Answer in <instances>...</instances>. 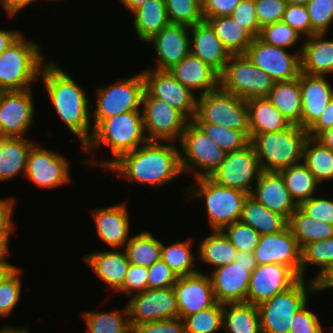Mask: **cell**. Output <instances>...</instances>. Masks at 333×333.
Instances as JSON below:
<instances>
[{
	"instance_id": "29",
	"label": "cell",
	"mask_w": 333,
	"mask_h": 333,
	"mask_svg": "<svg viewBox=\"0 0 333 333\" xmlns=\"http://www.w3.org/2000/svg\"><path fill=\"white\" fill-rule=\"evenodd\" d=\"M121 250L123 251V249L94 251L84 256V262L97 277L104 281L109 289L118 293L123 288L130 265L125 250L123 252Z\"/></svg>"
},
{
	"instance_id": "26",
	"label": "cell",
	"mask_w": 333,
	"mask_h": 333,
	"mask_svg": "<svg viewBox=\"0 0 333 333\" xmlns=\"http://www.w3.org/2000/svg\"><path fill=\"white\" fill-rule=\"evenodd\" d=\"M125 205L120 203L92 211L97 235L110 246L109 248H124L131 238L130 217Z\"/></svg>"
},
{
	"instance_id": "12",
	"label": "cell",
	"mask_w": 333,
	"mask_h": 333,
	"mask_svg": "<svg viewBox=\"0 0 333 333\" xmlns=\"http://www.w3.org/2000/svg\"><path fill=\"white\" fill-rule=\"evenodd\" d=\"M144 130L149 141L176 142L190 120L165 101L150 97L145 91L142 96Z\"/></svg>"
},
{
	"instance_id": "60",
	"label": "cell",
	"mask_w": 333,
	"mask_h": 333,
	"mask_svg": "<svg viewBox=\"0 0 333 333\" xmlns=\"http://www.w3.org/2000/svg\"><path fill=\"white\" fill-rule=\"evenodd\" d=\"M132 333H186L182 318L164 319L136 325Z\"/></svg>"
},
{
	"instance_id": "25",
	"label": "cell",
	"mask_w": 333,
	"mask_h": 333,
	"mask_svg": "<svg viewBox=\"0 0 333 333\" xmlns=\"http://www.w3.org/2000/svg\"><path fill=\"white\" fill-rule=\"evenodd\" d=\"M255 184L250 196L289 221L298 205L291 198L281 174L263 171Z\"/></svg>"
},
{
	"instance_id": "35",
	"label": "cell",
	"mask_w": 333,
	"mask_h": 333,
	"mask_svg": "<svg viewBox=\"0 0 333 333\" xmlns=\"http://www.w3.org/2000/svg\"><path fill=\"white\" fill-rule=\"evenodd\" d=\"M267 99L290 121L301 127V90L299 77L275 82Z\"/></svg>"
},
{
	"instance_id": "30",
	"label": "cell",
	"mask_w": 333,
	"mask_h": 333,
	"mask_svg": "<svg viewBox=\"0 0 333 333\" xmlns=\"http://www.w3.org/2000/svg\"><path fill=\"white\" fill-rule=\"evenodd\" d=\"M326 33L313 34L304 39L301 52V72L325 76L333 72V39Z\"/></svg>"
},
{
	"instance_id": "71",
	"label": "cell",
	"mask_w": 333,
	"mask_h": 333,
	"mask_svg": "<svg viewBox=\"0 0 333 333\" xmlns=\"http://www.w3.org/2000/svg\"><path fill=\"white\" fill-rule=\"evenodd\" d=\"M121 3L133 13L137 8L141 7L147 0H120Z\"/></svg>"
},
{
	"instance_id": "13",
	"label": "cell",
	"mask_w": 333,
	"mask_h": 333,
	"mask_svg": "<svg viewBox=\"0 0 333 333\" xmlns=\"http://www.w3.org/2000/svg\"><path fill=\"white\" fill-rule=\"evenodd\" d=\"M262 172L255 150L249 144L239 151L227 153L225 160L209 178L220 186L250 195L253 190L252 183L258 181Z\"/></svg>"
},
{
	"instance_id": "3",
	"label": "cell",
	"mask_w": 333,
	"mask_h": 333,
	"mask_svg": "<svg viewBox=\"0 0 333 333\" xmlns=\"http://www.w3.org/2000/svg\"><path fill=\"white\" fill-rule=\"evenodd\" d=\"M141 111L120 113L114 117L100 121L94 128L90 140L82 148L83 151L94 152V148L107 144L111 152L110 160H85L83 163L107 169L122 155L134 151L149 140L145 135Z\"/></svg>"
},
{
	"instance_id": "32",
	"label": "cell",
	"mask_w": 333,
	"mask_h": 333,
	"mask_svg": "<svg viewBox=\"0 0 333 333\" xmlns=\"http://www.w3.org/2000/svg\"><path fill=\"white\" fill-rule=\"evenodd\" d=\"M246 103L250 134L278 132L292 125L267 97L248 99Z\"/></svg>"
},
{
	"instance_id": "39",
	"label": "cell",
	"mask_w": 333,
	"mask_h": 333,
	"mask_svg": "<svg viewBox=\"0 0 333 333\" xmlns=\"http://www.w3.org/2000/svg\"><path fill=\"white\" fill-rule=\"evenodd\" d=\"M289 190L291 198L299 206L303 201L316 195L320 184L308 167L302 162L279 171Z\"/></svg>"
},
{
	"instance_id": "63",
	"label": "cell",
	"mask_w": 333,
	"mask_h": 333,
	"mask_svg": "<svg viewBox=\"0 0 333 333\" xmlns=\"http://www.w3.org/2000/svg\"><path fill=\"white\" fill-rule=\"evenodd\" d=\"M333 127V98L316 120V122L307 130L308 137L317 138L322 132Z\"/></svg>"
},
{
	"instance_id": "49",
	"label": "cell",
	"mask_w": 333,
	"mask_h": 333,
	"mask_svg": "<svg viewBox=\"0 0 333 333\" xmlns=\"http://www.w3.org/2000/svg\"><path fill=\"white\" fill-rule=\"evenodd\" d=\"M301 37L303 36L283 21L264 26L259 35L266 44L285 49L295 46L300 39L303 40Z\"/></svg>"
},
{
	"instance_id": "58",
	"label": "cell",
	"mask_w": 333,
	"mask_h": 333,
	"mask_svg": "<svg viewBox=\"0 0 333 333\" xmlns=\"http://www.w3.org/2000/svg\"><path fill=\"white\" fill-rule=\"evenodd\" d=\"M306 306L308 302L294 315L289 333H324L319 317Z\"/></svg>"
},
{
	"instance_id": "21",
	"label": "cell",
	"mask_w": 333,
	"mask_h": 333,
	"mask_svg": "<svg viewBox=\"0 0 333 333\" xmlns=\"http://www.w3.org/2000/svg\"><path fill=\"white\" fill-rule=\"evenodd\" d=\"M258 265H242L235 261L214 269L211 277L218 303H247L250 275Z\"/></svg>"
},
{
	"instance_id": "20",
	"label": "cell",
	"mask_w": 333,
	"mask_h": 333,
	"mask_svg": "<svg viewBox=\"0 0 333 333\" xmlns=\"http://www.w3.org/2000/svg\"><path fill=\"white\" fill-rule=\"evenodd\" d=\"M300 278L287 266L258 265L250 275L247 303L258 306L292 287Z\"/></svg>"
},
{
	"instance_id": "52",
	"label": "cell",
	"mask_w": 333,
	"mask_h": 333,
	"mask_svg": "<svg viewBox=\"0 0 333 333\" xmlns=\"http://www.w3.org/2000/svg\"><path fill=\"white\" fill-rule=\"evenodd\" d=\"M306 6L311 21V36L327 33L333 23V0H310Z\"/></svg>"
},
{
	"instance_id": "73",
	"label": "cell",
	"mask_w": 333,
	"mask_h": 333,
	"mask_svg": "<svg viewBox=\"0 0 333 333\" xmlns=\"http://www.w3.org/2000/svg\"><path fill=\"white\" fill-rule=\"evenodd\" d=\"M287 4L307 5L310 0H286Z\"/></svg>"
},
{
	"instance_id": "22",
	"label": "cell",
	"mask_w": 333,
	"mask_h": 333,
	"mask_svg": "<svg viewBox=\"0 0 333 333\" xmlns=\"http://www.w3.org/2000/svg\"><path fill=\"white\" fill-rule=\"evenodd\" d=\"M173 288L177 298L179 318L183 319L185 316L208 309L217 303L211 277L202 271L178 277Z\"/></svg>"
},
{
	"instance_id": "11",
	"label": "cell",
	"mask_w": 333,
	"mask_h": 333,
	"mask_svg": "<svg viewBox=\"0 0 333 333\" xmlns=\"http://www.w3.org/2000/svg\"><path fill=\"white\" fill-rule=\"evenodd\" d=\"M143 93L144 79L141 72L110 86L99 87L96 91L95 111L91 116L94 117L92 128L100 121L120 113L142 111Z\"/></svg>"
},
{
	"instance_id": "59",
	"label": "cell",
	"mask_w": 333,
	"mask_h": 333,
	"mask_svg": "<svg viewBox=\"0 0 333 333\" xmlns=\"http://www.w3.org/2000/svg\"><path fill=\"white\" fill-rule=\"evenodd\" d=\"M147 278V268L130 264L127 270L123 288L119 292H124L131 297L136 294L142 293L143 291L148 289Z\"/></svg>"
},
{
	"instance_id": "1",
	"label": "cell",
	"mask_w": 333,
	"mask_h": 333,
	"mask_svg": "<svg viewBox=\"0 0 333 333\" xmlns=\"http://www.w3.org/2000/svg\"><path fill=\"white\" fill-rule=\"evenodd\" d=\"M180 152L174 142L148 141L122 155L107 170L133 183L155 188L183 174Z\"/></svg>"
},
{
	"instance_id": "34",
	"label": "cell",
	"mask_w": 333,
	"mask_h": 333,
	"mask_svg": "<svg viewBox=\"0 0 333 333\" xmlns=\"http://www.w3.org/2000/svg\"><path fill=\"white\" fill-rule=\"evenodd\" d=\"M239 221L251 226L260 235L277 233L288 226V221L283 216L269 210L250 195L243 203Z\"/></svg>"
},
{
	"instance_id": "46",
	"label": "cell",
	"mask_w": 333,
	"mask_h": 333,
	"mask_svg": "<svg viewBox=\"0 0 333 333\" xmlns=\"http://www.w3.org/2000/svg\"><path fill=\"white\" fill-rule=\"evenodd\" d=\"M225 152H235L250 144V131L225 128L210 123H194Z\"/></svg>"
},
{
	"instance_id": "48",
	"label": "cell",
	"mask_w": 333,
	"mask_h": 333,
	"mask_svg": "<svg viewBox=\"0 0 333 333\" xmlns=\"http://www.w3.org/2000/svg\"><path fill=\"white\" fill-rule=\"evenodd\" d=\"M169 22L191 27L204 20L199 0H164Z\"/></svg>"
},
{
	"instance_id": "51",
	"label": "cell",
	"mask_w": 333,
	"mask_h": 333,
	"mask_svg": "<svg viewBox=\"0 0 333 333\" xmlns=\"http://www.w3.org/2000/svg\"><path fill=\"white\" fill-rule=\"evenodd\" d=\"M228 237L232 245L240 252L253 253L257 247L260 234L251 226L242 223L241 221L234 222L222 230Z\"/></svg>"
},
{
	"instance_id": "33",
	"label": "cell",
	"mask_w": 333,
	"mask_h": 333,
	"mask_svg": "<svg viewBox=\"0 0 333 333\" xmlns=\"http://www.w3.org/2000/svg\"><path fill=\"white\" fill-rule=\"evenodd\" d=\"M132 14L134 30L144 43L170 23L164 0H147Z\"/></svg>"
},
{
	"instance_id": "44",
	"label": "cell",
	"mask_w": 333,
	"mask_h": 333,
	"mask_svg": "<svg viewBox=\"0 0 333 333\" xmlns=\"http://www.w3.org/2000/svg\"><path fill=\"white\" fill-rule=\"evenodd\" d=\"M82 317L88 333H132L127 306L120 311H88L83 313Z\"/></svg>"
},
{
	"instance_id": "67",
	"label": "cell",
	"mask_w": 333,
	"mask_h": 333,
	"mask_svg": "<svg viewBox=\"0 0 333 333\" xmlns=\"http://www.w3.org/2000/svg\"><path fill=\"white\" fill-rule=\"evenodd\" d=\"M234 261L242 265H258L256 259L254 258L253 253L245 251L244 252L237 251Z\"/></svg>"
},
{
	"instance_id": "55",
	"label": "cell",
	"mask_w": 333,
	"mask_h": 333,
	"mask_svg": "<svg viewBox=\"0 0 333 333\" xmlns=\"http://www.w3.org/2000/svg\"><path fill=\"white\" fill-rule=\"evenodd\" d=\"M231 17L254 38L259 37L262 28L259 26L256 17L255 0H241L234 9Z\"/></svg>"
},
{
	"instance_id": "40",
	"label": "cell",
	"mask_w": 333,
	"mask_h": 333,
	"mask_svg": "<svg viewBox=\"0 0 333 333\" xmlns=\"http://www.w3.org/2000/svg\"><path fill=\"white\" fill-rule=\"evenodd\" d=\"M288 226L300 248L308 243L333 237V225L314 220L299 207L292 213Z\"/></svg>"
},
{
	"instance_id": "16",
	"label": "cell",
	"mask_w": 333,
	"mask_h": 333,
	"mask_svg": "<svg viewBox=\"0 0 333 333\" xmlns=\"http://www.w3.org/2000/svg\"><path fill=\"white\" fill-rule=\"evenodd\" d=\"M144 91L152 98L165 101L183 113L190 121L197 113V97L186 86L177 81L169 71L144 69Z\"/></svg>"
},
{
	"instance_id": "10",
	"label": "cell",
	"mask_w": 333,
	"mask_h": 333,
	"mask_svg": "<svg viewBox=\"0 0 333 333\" xmlns=\"http://www.w3.org/2000/svg\"><path fill=\"white\" fill-rule=\"evenodd\" d=\"M178 143L183 152H180L182 172H192L195 178L210 177L225 160L227 154L192 121L187 124Z\"/></svg>"
},
{
	"instance_id": "43",
	"label": "cell",
	"mask_w": 333,
	"mask_h": 333,
	"mask_svg": "<svg viewBox=\"0 0 333 333\" xmlns=\"http://www.w3.org/2000/svg\"><path fill=\"white\" fill-rule=\"evenodd\" d=\"M178 241L170 245L163 244L161 246V259L176 274L177 277L189 276L200 272L196 268V262L191 250V241Z\"/></svg>"
},
{
	"instance_id": "6",
	"label": "cell",
	"mask_w": 333,
	"mask_h": 333,
	"mask_svg": "<svg viewBox=\"0 0 333 333\" xmlns=\"http://www.w3.org/2000/svg\"><path fill=\"white\" fill-rule=\"evenodd\" d=\"M184 190L188 193L187 200L195 197L205 200L207 217L212 230H223L228 225L239 221L243 203L249 195L237 189L220 186L209 177L196 178L195 183Z\"/></svg>"
},
{
	"instance_id": "17",
	"label": "cell",
	"mask_w": 333,
	"mask_h": 333,
	"mask_svg": "<svg viewBox=\"0 0 333 333\" xmlns=\"http://www.w3.org/2000/svg\"><path fill=\"white\" fill-rule=\"evenodd\" d=\"M32 93L0 91V137L25 138L36 113Z\"/></svg>"
},
{
	"instance_id": "37",
	"label": "cell",
	"mask_w": 333,
	"mask_h": 333,
	"mask_svg": "<svg viewBox=\"0 0 333 333\" xmlns=\"http://www.w3.org/2000/svg\"><path fill=\"white\" fill-rule=\"evenodd\" d=\"M231 55L245 54L254 37L231 16L205 19Z\"/></svg>"
},
{
	"instance_id": "2",
	"label": "cell",
	"mask_w": 333,
	"mask_h": 333,
	"mask_svg": "<svg viewBox=\"0 0 333 333\" xmlns=\"http://www.w3.org/2000/svg\"><path fill=\"white\" fill-rule=\"evenodd\" d=\"M53 61L41 69L44 90L59 118L81 142L82 148L90 140L93 128L87 92ZM92 130V132H90Z\"/></svg>"
},
{
	"instance_id": "68",
	"label": "cell",
	"mask_w": 333,
	"mask_h": 333,
	"mask_svg": "<svg viewBox=\"0 0 333 333\" xmlns=\"http://www.w3.org/2000/svg\"><path fill=\"white\" fill-rule=\"evenodd\" d=\"M316 139L333 151V127L322 132Z\"/></svg>"
},
{
	"instance_id": "53",
	"label": "cell",
	"mask_w": 333,
	"mask_h": 333,
	"mask_svg": "<svg viewBox=\"0 0 333 333\" xmlns=\"http://www.w3.org/2000/svg\"><path fill=\"white\" fill-rule=\"evenodd\" d=\"M298 207L314 220L333 225V198L326 199L320 195H314Z\"/></svg>"
},
{
	"instance_id": "7",
	"label": "cell",
	"mask_w": 333,
	"mask_h": 333,
	"mask_svg": "<svg viewBox=\"0 0 333 333\" xmlns=\"http://www.w3.org/2000/svg\"><path fill=\"white\" fill-rule=\"evenodd\" d=\"M308 281L306 283L300 278L288 290L274 295L257 306L262 333L290 332L294 315L309 302L308 294L318 292L317 283L312 279Z\"/></svg>"
},
{
	"instance_id": "4",
	"label": "cell",
	"mask_w": 333,
	"mask_h": 333,
	"mask_svg": "<svg viewBox=\"0 0 333 333\" xmlns=\"http://www.w3.org/2000/svg\"><path fill=\"white\" fill-rule=\"evenodd\" d=\"M307 138V130L292 124L278 132L250 134V144L263 171L279 172L303 162V147Z\"/></svg>"
},
{
	"instance_id": "57",
	"label": "cell",
	"mask_w": 333,
	"mask_h": 333,
	"mask_svg": "<svg viewBox=\"0 0 333 333\" xmlns=\"http://www.w3.org/2000/svg\"><path fill=\"white\" fill-rule=\"evenodd\" d=\"M148 269V289L172 288L178 277L162 259L153 263Z\"/></svg>"
},
{
	"instance_id": "42",
	"label": "cell",
	"mask_w": 333,
	"mask_h": 333,
	"mask_svg": "<svg viewBox=\"0 0 333 333\" xmlns=\"http://www.w3.org/2000/svg\"><path fill=\"white\" fill-rule=\"evenodd\" d=\"M161 246L152 233L142 230L130 238L124 250L130 264L148 268L161 259Z\"/></svg>"
},
{
	"instance_id": "54",
	"label": "cell",
	"mask_w": 333,
	"mask_h": 333,
	"mask_svg": "<svg viewBox=\"0 0 333 333\" xmlns=\"http://www.w3.org/2000/svg\"><path fill=\"white\" fill-rule=\"evenodd\" d=\"M286 7V0H255L259 26L263 28L266 25L282 21Z\"/></svg>"
},
{
	"instance_id": "61",
	"label": "cell",
	"mask_w": 333,
	"mask_h": 333,
	"mask_svg": "<svg viewBox=\"0 0 333 333\" xmlns=\"http://www.w3.org/2000/svg\"><path fill=\"white\" fill-rule=\"evenodd\" d=\"M241 0H204L202 14L206 18L231 16Z\"/></svg>"
},
{
	"instance_id": "14",
	"label": "cell",
	"mask_w": 333,
	"mask_h": 333,
	"mask_svg": "<svg viewBox=\"0 0 333 333\" xmlns=\"http://www.w3.org/2000/svg\"><path fill=\"white\" fill-rule=\"evenodd\" d=\"M295 52L290 53L285 48L266 44L255 37L245 55L275 82H281L296 79L301 73L302 48Z\"/></svg>"
},
{
	"instance_id": "41",
	"label": "cell",
	"mask_w": 333,
	"mask_h": 333,
	"mask_svg": "<svg viewBox=\"0 0 333 333\" xmlns=\"http://www.w3.org/2000/svg\"><path fill=\"white\" fill-rule=\"evenodd\" d=\"M303 163L319 183L333 179V151L316 138L306 139L303 147Z\"/></svg>"
},
{
	"instance_id": "50",
	"label": "cell",
	"mask_w": 333,
	"mask_h": 333,
	"mask_svg": "<svg viewBox=\"0 0 333 333\" xmlns=\"http://www.w3.org/2000/svg\"><path fill=\"white\" fill-rule=\"evenodd\" d=\"M21 269L16 267L0 283V317H7L20 300L21 294Z\"/></svg>"
},
{
	"instance_id": "23",
	"label": "cell",
	"mask_w": 333,
	"mask_h": 333,
	"mask_svg": "<svg viewBox=\"0 0 333 333\" xmlns=\"http://www.w3.org/2000/svg\"><path fill=\"white\" fill-rule=\"evenodd\" d=\"M148 42L156 51L155 70L168 71L190 53V27L169 23Z\"/></svg>"
},
{
	"instance_id": "56",
	"label": "cell",
	"mask_w": 333,
	"mask_h": 333,
	"mask_svg": "<svg viewBox=\"0 0 333 333\" xmlns=\"http://www.w3.org/2000/svg\"><path fill=\"white\" fill-rule=\"evenodd\" d=\"M282 21L291 26L300 35L311 36V21L307 6L287 4Z\"/></svg>"
},
{
	"instance_id": "47",
	"label": "cell",
	"mask_w": 333,
	"mask_h": 333,
	"mask_svg": "<svg viewBox=\"0 0 333 333\" xmlns=\"http://www.w3.org/2000/svg\"><path fill=\"white\" fill-rule=\"evenodd\" d=\"M186 333H215L223 328V304L198 311L183 318ZM220 329V330H219Z\"/></svg>"
},
{
	"instance_id": "62",
	"label": "cell",
	"mask_w": 333,
	"mask_h": 333,
	"mask_svg": "<svg viewBox=\"0 0 333 333\" xmlns=\"http://www.w3.org/2000/svg\"><path fill=\"white\" fill-rule=\"evenodd\" d=\"M14 205L15 198L0 199V234H11L14 231L15 224L12 220Z\"/></svg>"
},
{
	"instance_id": "38",
	"label": "cell",
	"mask_w": 333,
	"mask_h": 333,
	"mask_svg": "<svg viewBox=\"0 0 333 333\" xmlns=\"http://www.w3.org/2000/svg\"><path fill=\"white\" fill-rule=\"evenodd\" d=\"M211 235L204 237L198 247V258L214 269L230 264L235 260L237 249L232 245L222 230H212Z\"/></svg>"
},
{
	"instance_id": "64",
	"label": "cell",
	"mask_w": 333,
	"mask_h": 333,
	"mask_svg": "<svg viewBox=\"0 0 333 333\" xmlns=\"http://www.w3.org/2000/svg\"><path fill=\"white\" fill-rule=\"evenodd\" d=\"M35 1L37 0H0L1 5L4 10H6L10 18Z\"/></svg>"
},
{
	"instance_id": "18",
	"label": "cell",
	"mask_w": 333,
	"mask_h": 333,
	"mask_svg": "<svg viewBox=\"0 0 333 333\" xmlns=\"http://www.w3.org/2000/svg\"><path fill=\"white\" fill-rule=\"evenodd\" d=\"M69 167L62 155L36 143L29 152L24 177L40 188L54 189L70 183Z\"/></svg>"
},
{
	"instance_id": "72",
	"label": "cell",
	"mask_w": 333,
	"mask_h": 333,
	"mask_svg": "<svg viewBox=\"0 0 333 333\" xmlns=\"http://www.w3.org/2000/svg\"><path fill=\"white\" fill-rule=\"evenodd\" d=\"M29 329L26 327H20V328H15L11 326H3V328H0V333H29Z\"/></svg>"
},
{
	"instance_id": "19",
	"label": "cell",
	"mask_w": 333,
	"mask_h": 333,
	"mask_svg": "<svg viewBox=\"0 0 333 333\" xmlns=\"http://www.w3.org/2000/svg\"><path fill=\"white\" fill-rule=\"evenodd\" d=\"M253 255L258 265H285L301 278V248L289 226L277 233L261 235Z\"/></svg>"
},
{
	"instance_id": "65",
	"label": "cell",
	"mask_w": 333,
	"mask_h": 333,
	"mask_svg": "<svg viewBox=\"0 0 333 333\" xmlns=\"http://www.w3.org/2000/svg\"><path fill=\"white\" fill-rule=\"evenodd\" d=\"M21 35L22 33L17 30L0 29V55Z\"/></svg>"
},
{
	"instance_id": "69",
	"label": "cell",
	"mask_w": 333,
	"mask_h": 333,
	"mask_svg": "<svg viewBox=\"0 0 333 333\" xmlns=\"http://www.w3.org/2000/svg\"><path fill=\"white\" fill-rule=\"evenodd\" d=\"M11 234H0V261H6L9 252V238Z\"/></svg>"
},
{
	"instance_id": "9",
	"label": "cell",
	"mask_w": 333,
	"mask_h": 333,
	"mask_svg": "<svg viewBox=\"0 0 333 333\" xmlns=\"http://www.w3.org/2000/svg\"><path fill=\"white\" fill-rule=\"evenodd\" d=\"M274 84L275 81L245 54L231 55L224 71L219 75V86L245 101L267 97Z\"/></svg>"
},
{
	"instance_id": "28",
	"label": "cell",
	"mask_w": 333,
	"mask_h": 333,
	"mask_svg": "<svg viewBox=\"0 0 333 333\" xmlns=\"http://www.w3.org/2000/svg\"><path fill=\"white\" fill-rule=\"evenodd\" d=\"M168 71L193 93L198 90V95L209 93L219 87V74L191 52Z\"/></svg>"
},
{
	"instance_id": "36",
	"label": "cell",
	"mask_w": 333,
	"mask_h": 333,
	"mask_svg": "<svg viewBox=\"0 0 333 333\" xmlns=\"http://www.w3.org/2000/svg\"><path fill=\"white\" fill-rule=\"evenodd\" d=\"M223 328L227 333H262L258 307L246 302L223 304Z\"/></svg>"
},
{
	"instance_id": "31",
	"label": "cell",
	"mask_w": 333,
	"mask_h": 333,
	"mask_svg": "<svg viewBox=\"0 0 333 333\" xmlns=\"http://www.w3.org/2000/svg\"><path fill=\"white\" fill-rule=\"evenodd\" d=\"M36 142L27 138L0 137V181H6L23 173L27 158Z\"/></svg>"
},
{
	"instance_id": "8",
	"label": "cell",
	"mask_w": 333,
	"mask_h": 333,
	"mask_svg": "<svg viewBox=\"0 0 333 333\" xmlns=\"http://www.w3.org/2000/svg\"><path fill=\"white\" fill-rule=\"evenodd\" d=\"M197 96V113L191 120L193 123H210L249 131L248 106L245 100L224 91L220 86Z\"/></svg>"
},
{
	"instance_id": "45",
	"label": "cell",
	"mask_w": 333,
	"mask_h": 333,
	"mask_svg": "<svg viewBox=\"0 0 333 333\" xmlns=\"http://www.w3.org/2000/svg\"><path fill=\"white\" fill-rule=\"evenodd\" d=\"M308 263L320 268L316 276L312 278L314 282H317L333 267V237L308 243L301 248V278L303 279Z\"/></svg>"
},
{
	"instance_id": "27",
	"label": "cell",
	"mask_w": 333,
	"mask_h": 333,
	"mask_svg": "<svg viewBox=\"0 0 333 333\" xmlns=\"http://www.w3.org/2000/svg\"><path fill=\"white\" fill-rule=\"evenodd\" d=\"M190 33V52L220 75L231 54L216 36L211 25L203 20L191 26Z\"/></svg>"
},
{
	"instance_id": "24",
	"label": "cell",
	"mask_w": 333,
	"mask_h": 333,
	"mask_svg": "<svg viewBox=\"0 0 333 333\" xmlns=\"http://www.w3.org/2000/svg\"><path fill=\"white\" fill-rule=\"evenodd\" d=\"M330 83L325 76L300 73L301 128L308 130L333 98V88Z\"/></svg>"
},
{
	"instance_id": "5",
	"label": "cell",
	"mask_w": 333,
	"mask_h": 333,
	"mask_svg": "<svg viewBox=\"0 0 333 333\" xmlns=\"http://www.w3.org/2000/svg\"><path fill=\"white\" fill-rule=\"evenodd\" d=\"M45 58L37 43L21 35L0 55V91L31 89Z\"/></svg>"
},
{
	"instance_id": "70",
	"label": "cell",
	"mask_w": 333,
	"mask_h": 333,
	"mask_svg": "<svg viewBox=\"0 0 333 333\" xmlns=\"http://www.w3.org/2000/svg\"><path fill=\"white\" fill-rule=\"evenodd\" d=\"M7 261H0V283L16 268Z\"/></svg>"
},
{
	"instance_id": "15",
	"label": "cell",
	"mask_w": 333,
	"mask_h": 333,
	"mask_svg": "<svg viewBox=\"0 0 333 333\" xmlns=\"http://www.w3.org/2000/svg\"><path fill=\"white\" fill-rule=\"evenodd\" d=\"M127 308L131 329L141 323L179 317L173 287L146 289L142 293L130 297Z\"/></svg>"
},
{
	"instance_id": "66",
	"label": "cell",
	"mask_w": 333,
	"mask_h": 333,
	"mask_svg": "<svg viewBox=\"0 0 333 333\" xmlns=\"http://www.w3.org/2000/svg\"><path fill=\"white\" fill-rule=\"evenodd\" d=\"M317 291L333 288V267L325 273L317 282Z\"/></svg>"
}]
</instances>
